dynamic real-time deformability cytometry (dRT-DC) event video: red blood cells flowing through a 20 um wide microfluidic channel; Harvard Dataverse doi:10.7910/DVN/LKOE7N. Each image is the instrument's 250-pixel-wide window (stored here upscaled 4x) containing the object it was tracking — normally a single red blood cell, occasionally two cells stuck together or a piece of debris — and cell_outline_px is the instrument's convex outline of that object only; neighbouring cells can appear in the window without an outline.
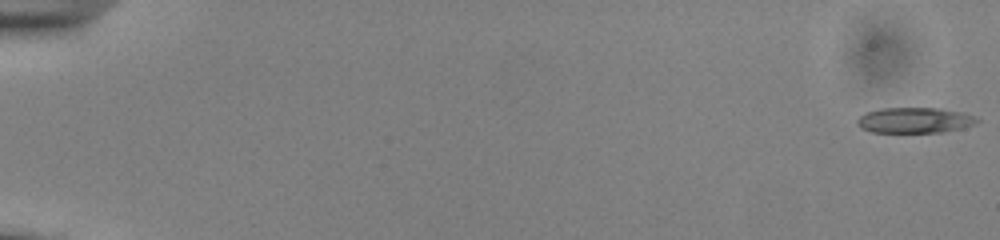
{"species": "common noctule bat (a hibernating species)", "species_latin": "Nyctalus noctula", "temperature_condition": "cold", "stored_images_in_passage": 54, "camera_frame_rate_fps": 3000, "um_per_image_px": 0.085, "animal": {"sex": "male", "body_mass_g": 13.0, "forearm_length_mm": 53.1}, "frame": {"image": 1, "passage_image": 1, "time_ms": 0.0, "image_size_px": [1000, 240], "cell_outline_px": [[980, 120], [964, 128], [944, 132], [872, 132], [860, 128], [856, 124], [856, 120], [860, 116], [868, 112], [880, 108], [936, 108], [960, 112], [972, 116]], "centroid_in_image_um": [77.7, 10.23], "position_along_channel_um": 7.3, "area_um2": 17.69}}
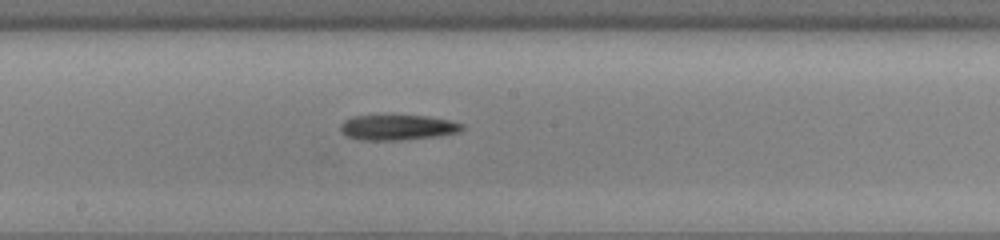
{"frame": {"image": 2, "passage_image": 31, "time_ms": 10.0, "image_size_px": [1000, 240], "cell_outline_px": [[464, 128], [460, 132], [440, 136], [400, 140], [364, 140], [344, 136], [340, 132], [340, 124], [344, 120], [352, 116], [428, 116], [448, 120], [464, 124]], "centroid_in_image_um": [33.79, 10.84], "position_along_channel_um": 214.4, "area_um2": 18.03}}
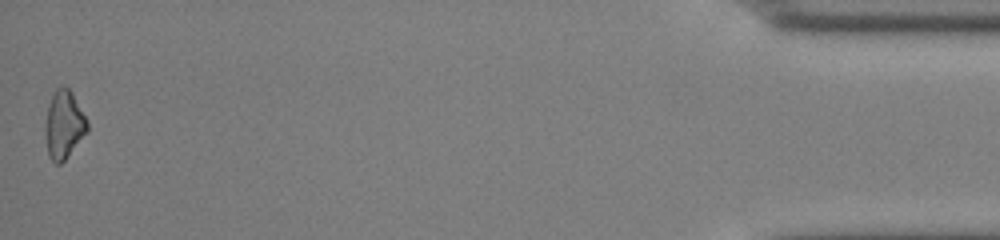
{"frame": {"image": 3, "passage_image": 54, "time_ms": 17.667, "image_size_px": [1000, 240], "cell_outline_px": [[88, 132], [64, 160], [60, 164], [56, 164], [48, 156], [44, 128], [48, 104], [56, 88], [64, 84], [72, 92], [88, 120]], "centroid_in_image_um": [5.43, 10.58], "position_along_channel_um": 429.8, "area_um2": 16.88}, "authors_computed_cell_mechanics": {"area_um2": 17.8313, "velocity_mm_per_s": 3.9008, "shape_relaxation_time_tau1_ms": 9.3826, "shape_relaxation_time_tau2_ms": null, "deformation_change_tau1": 0.1152, "deformation_change_tau2": null}}